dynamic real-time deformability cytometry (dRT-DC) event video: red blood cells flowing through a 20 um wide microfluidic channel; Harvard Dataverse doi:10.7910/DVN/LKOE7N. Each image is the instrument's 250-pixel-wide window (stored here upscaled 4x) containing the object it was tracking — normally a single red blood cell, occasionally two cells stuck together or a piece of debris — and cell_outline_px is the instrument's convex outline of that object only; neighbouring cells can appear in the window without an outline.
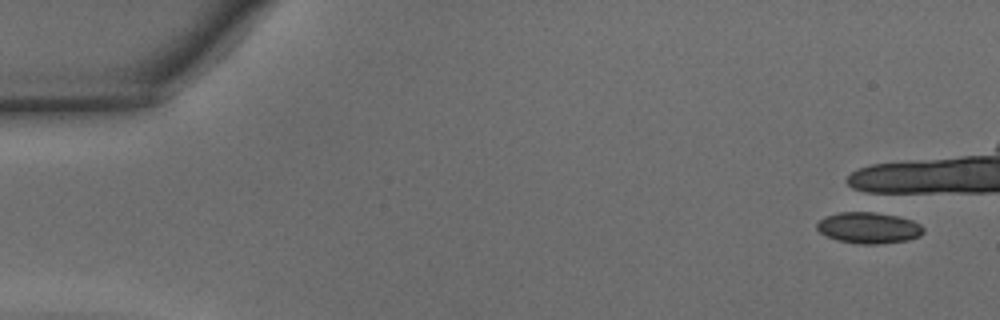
{"species": "common noctule bat (a hibernating species)", "species_latin": "Nyctalus noctula", "temperature_condition": "warm", "stored_images_in_passage": 2, "camera_frame_rate_fps": 3000, "um_per_image_px": 0.085, "animal": {"sex": "male", "body_mass_g": 15.6}, "frame": {"image": 1, "passage_image": 1, "time_ms": 0.0, "image_size_px": [1000, 320], "cell_outline_px": [[924, 232], [920, 236], [908, 240], [880, 244], [856, 244], [836, 240], [820, 232], [816, 228], [816, 224], [824, 216], [840, 212], [864, 208], [868, 208], [912, 220], [920, 224], [924, 228]], "centroid_in_image_um": [73.83, 19.31], "position_along_channel_um": 11.2, "area_um2": 20.29}}